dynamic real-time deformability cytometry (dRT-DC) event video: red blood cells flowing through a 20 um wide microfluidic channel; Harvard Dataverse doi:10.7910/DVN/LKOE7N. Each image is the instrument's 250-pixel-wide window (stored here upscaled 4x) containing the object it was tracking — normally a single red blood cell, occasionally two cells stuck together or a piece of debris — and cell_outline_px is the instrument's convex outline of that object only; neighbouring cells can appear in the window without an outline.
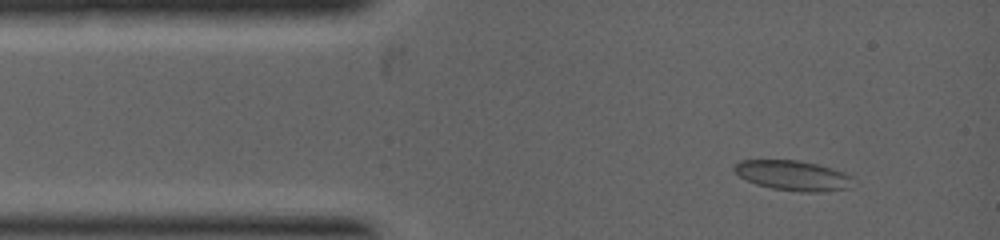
{"species": "common noctule bat (a hibernating species)", "species_latin": "Nyctalus noctula", "temperature_condition": "warm", "stored_images_in_passage": 2, "camera_frame_rate_fps": 5000, "um_per_image_px": 0.085, "animal": {"sex": "female", "body_mass_g": 19.0, "forearm_length_mm": 53.3}, "frame": {"image": 1, "passage_image": 1, "time_ms": 0.0, "image_size_px": [1000, 240], "cell_outline_px": [[848, 188], [824, 192], [800, 192], [772, 188], [756, 184], [740, 176], [732, 168], [740, 160], [796, 160], [816, 164], [840, 172], [848, 176]], "centroid_in_image_um": [67.3, 14.92], "position_along_channel_um": 17.7, "area_um2": 20.11}}